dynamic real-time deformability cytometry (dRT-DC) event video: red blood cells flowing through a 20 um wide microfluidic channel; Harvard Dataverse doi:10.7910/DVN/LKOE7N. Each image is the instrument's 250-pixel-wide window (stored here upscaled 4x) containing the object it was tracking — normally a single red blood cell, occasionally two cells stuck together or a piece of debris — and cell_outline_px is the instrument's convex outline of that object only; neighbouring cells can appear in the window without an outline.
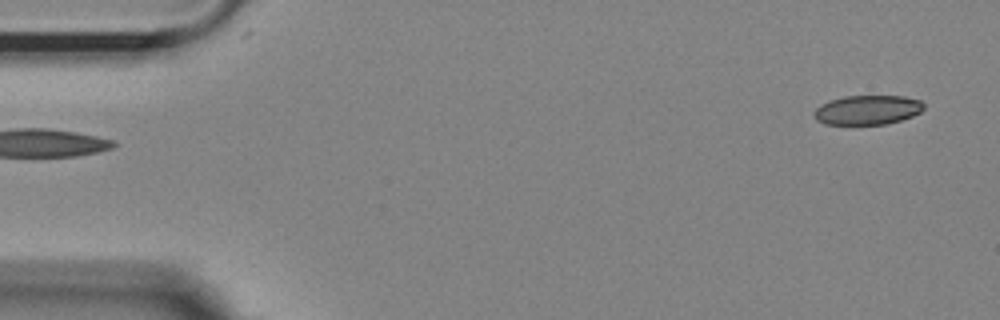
{"species": "Egyptian fruit bat (a non-hibernating species)", "species_latin": "Rousettus aegyptiacus", "temperature_condition": "room temperature", "stored_images_in_passage": 15, "camera_frame_rate_fps": 3000, "um_per_image_px": 0.085, "animal": {"sex": "female"}, "frame": {"image": 1, "passage_image": 1, "time_ms": 0.0, "image_size_px": [1000, 320], "cell_outline_px": [[924, 108], [920, 112], [912, 116], [900, 120], [884, 124], [824, 124], [816, 120], [812, 116], [812, 112], [820, 104], [828, 100], [844, 96], [904, 96], [920, 100], [924, 104]], "centroid_in_image_um": [73.68, 9.34], "position_along_channel_um": 11.3, "area_um2": 18.96}}
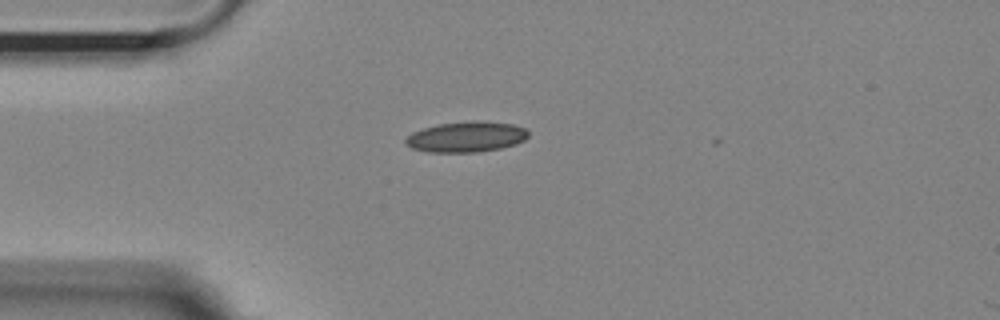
{"frame": {"image": 2, "passage_image": 12, "time_ms": 3.667, "image_size_px": [1000, 320], "cell_outline_px": [[528, 136], [524, 140], [516, 144], [500, 148], [476, 152], [428, 152], [412, 148], [404, 144], [404, 140], [412, 132], [424, 128], [440, 124], [472, 120], [484, 120], [512, 124], [524, 128], [528, 132]], "centroid_in_image_um": [39.63, 11.62], "position_along_channel_um": 45.4, "area_um2": 21.91}}